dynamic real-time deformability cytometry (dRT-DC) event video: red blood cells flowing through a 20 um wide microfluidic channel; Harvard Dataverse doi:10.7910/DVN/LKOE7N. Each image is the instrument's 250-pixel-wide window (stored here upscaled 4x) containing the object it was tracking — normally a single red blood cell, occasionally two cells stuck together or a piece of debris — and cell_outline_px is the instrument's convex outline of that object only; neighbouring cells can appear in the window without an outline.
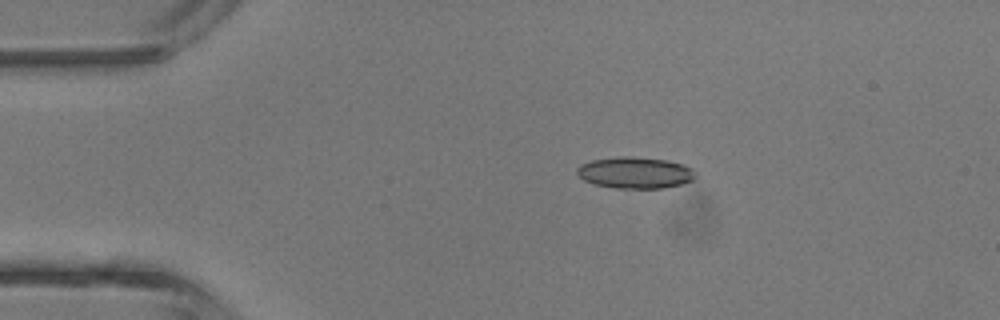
{"species": "common noctule bat (a hibernating species)", "species_latin": "Nyctalus noctula", "temperature_condition": "room temperature", "stored_images_in_passage": 5, "camera_frame_rate_fps": 3000, "um_per_image_px": 0.085, "animal": {"sex": "male", "body_mass_g": 13.3}, "frame": {"image": 1, "passage_image": 3, "time_ms": 2.333, "image_size_px": [1000, 320], "cell_outline_px": [[696, 176], [692, 180], [680, 184], [664, 188], [616, 188], [596, 184], [584, 180], [576, 172], [576, 168], [580, 164], [592, 160], [616, 156], [632, 156], [668, 160], [684, 164], [692, 168], [696, 172]], "centroid_in_image_um": [54.0, 14.66], "position_along_channel_um": 31.0, "area_um2": 21.85}}